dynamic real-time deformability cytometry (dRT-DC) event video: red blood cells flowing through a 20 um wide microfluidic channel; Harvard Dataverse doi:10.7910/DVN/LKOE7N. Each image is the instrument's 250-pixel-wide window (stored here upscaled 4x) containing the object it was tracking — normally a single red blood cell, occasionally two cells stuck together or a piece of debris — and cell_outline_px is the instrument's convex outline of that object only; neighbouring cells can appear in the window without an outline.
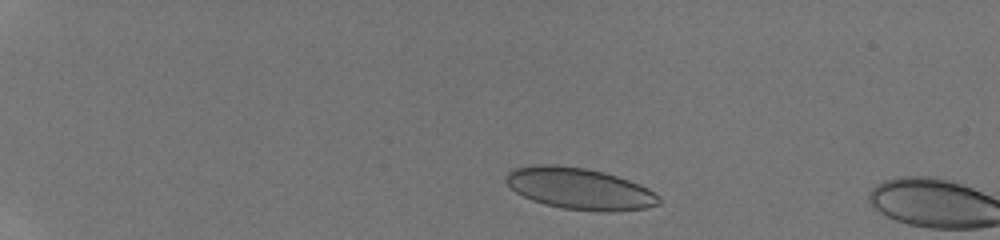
{"species": "human", "species_latin": "Homo sapiens", "temperature_condition": "room temperature", "stored_images_in_passage": 7, "camera_frame_rate_fps": 3000, "um_per_image_px": 0.085, "donor": {"sex": "male"}, "frame": {"image": 1, "passage_image": 4, "time_ms": 1.0, "image_size_px": [1000, 240], "cell_outline_px": [[660, 204], [644, 208], [612, 212], [600, 212], [564, 208], [544, 204], [532, 200], [516, 192], [508, 184], [504, 176], [508, 172], [516, 168], [536, 164], [556, 164], [584, 168], [604, 172], [640, 184], [648, 188], [660, 196]], "centroid_in_image_um": [49.28, 16.03], "position_along_channel_um": 35.7, "area_um2": 36.99}}